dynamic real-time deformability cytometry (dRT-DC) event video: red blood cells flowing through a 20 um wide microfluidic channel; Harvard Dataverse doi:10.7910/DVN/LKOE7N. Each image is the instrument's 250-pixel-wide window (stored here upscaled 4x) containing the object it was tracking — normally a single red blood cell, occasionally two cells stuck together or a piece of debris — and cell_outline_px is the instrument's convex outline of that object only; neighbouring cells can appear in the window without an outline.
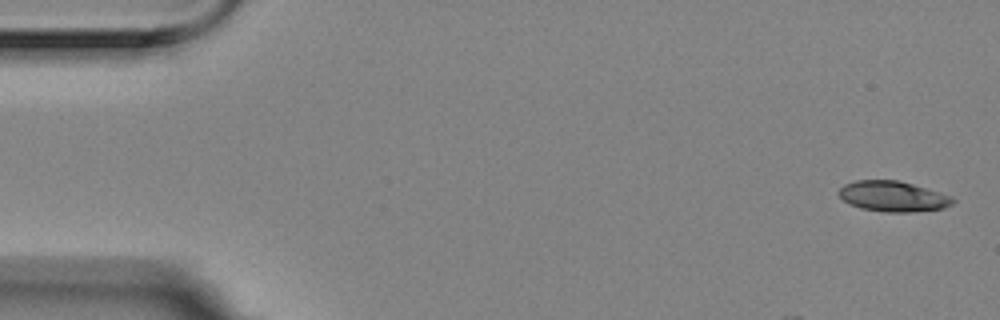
{"species": "Egyptian fruit bat (a non-hibernating species)", "species_latin": "Rousettus aegyptiacus", "temperature_condition": "room temperature", "stored_images_in_passage": 16, "camera_frame_rate_fps": 3000, "um_per_image_px": 0.085, "animal": {"sex": "female"}, "frame": {"image": 1, "passage_image": 1, "time_ms": 0.0, "image_size_px": [1000, 320], "cell_outline_px": [[956, 200], [952, 204], [944, 208], [912, 212], [884, 212], [860, 208], [844, 200], [836, 192], [844, 184], [856, 180], [896, 180], [912, 184], [940, 192], [952, 196]], "centroid_in_image_um": [75.91, 16.69], "position_along_channel_um": 9.1, "area_um2": 20.23}}
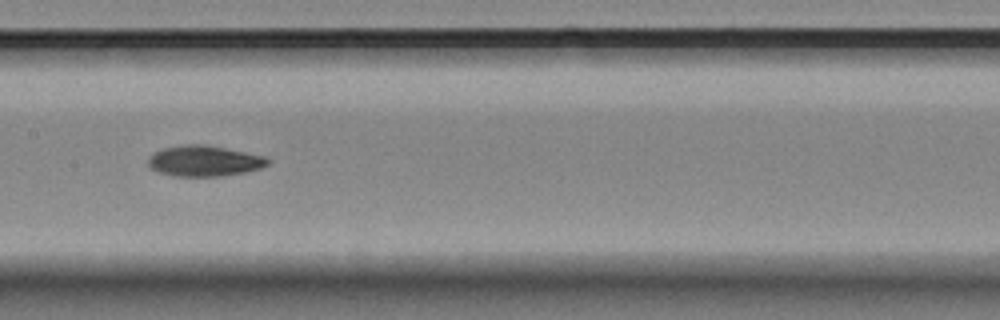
{"frame": {"image": 2, "passage_image": 8, "time_ms": 2.333, "image_size_px": [1000, 320], "cell_outline_px": [[272, 160], [268, 164], [260, 168], [244, 172], [220, 176], [172, 176], [156, 172], [148, 168], [148, 156], [160, 148], [184, 144], [204, 144], [268, 156]], "centroid_in_image_um": [17.33, 13.67], "position_along_channel_um": 190.1, "area_um2": 21.85}}
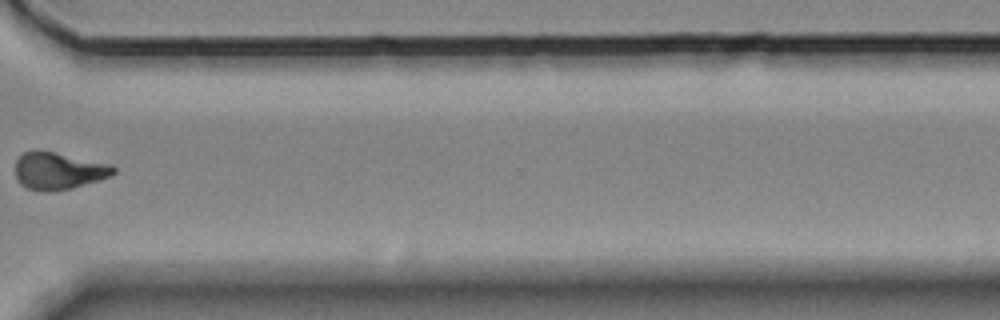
{"frame": {"image": 3, "passage_image": 12, "time_ms": 3.667, "image_size_px": [1000, 320], "cell_outline_px": [[116, 172], [112, 176], [100, 180], [72, 188], [48, 192], [44, 192], [24, 188], [16, 180], [16, 160], [24, 152], [36, 148], [56, 152], [112, 164], [116, 168]], "centroid_in_image_um": [4.97, 14.51], "position_along_channel_um": 365.6, "area_um2": 21.85}}